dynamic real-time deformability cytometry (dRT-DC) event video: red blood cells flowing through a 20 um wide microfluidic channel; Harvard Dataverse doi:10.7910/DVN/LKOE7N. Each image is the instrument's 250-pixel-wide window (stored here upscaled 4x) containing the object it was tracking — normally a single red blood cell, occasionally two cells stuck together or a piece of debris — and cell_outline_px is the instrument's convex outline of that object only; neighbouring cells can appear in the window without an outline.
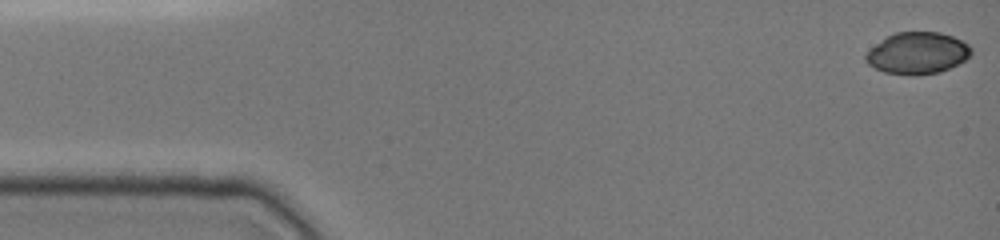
{"species": "common noctule bat (a hibernating species)", "species_latin": "Nyctalus noctula", "temperature_condition": "cold", "stored_images_in_passage": 9, "camera_frame_rate_fps": 3000, "um_per_image_px": 0.085, "animal": {"sex": "female", "body_mass_g": 19.0, "forearm_length_mm": 51.5}, "frame": {"image": 1, "passage_image": 1, "time_ms": 0.0, "image_size_px": [1000, 240], "cell_outline_px": [[972, 52], [964, 60], [940, 72], [884, 72], [868, 64], [864, 60], [864, 56], [876, 44], [888, 36], [896, 32], [940, 32], [952, 36], [968, 44], [972, 48]], "centroid_in_image_um": [77.99, 4.46], "position_along_channel_um": 7.0, "area_um2": 24.62}}